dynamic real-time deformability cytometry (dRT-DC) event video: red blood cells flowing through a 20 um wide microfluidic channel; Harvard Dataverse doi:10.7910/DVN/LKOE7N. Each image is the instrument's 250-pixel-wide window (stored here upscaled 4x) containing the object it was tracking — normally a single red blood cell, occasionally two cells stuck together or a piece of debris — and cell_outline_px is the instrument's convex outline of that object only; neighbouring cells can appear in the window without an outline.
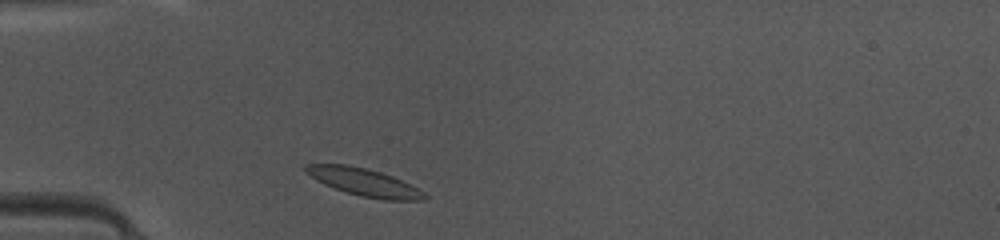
{"species": "common noctule bat (a hibernating species)", "species_latin": "Nyctalus noctula", "temperature_condition": "warm", "stored_images_in_passage": 35, "camera_frame_rate_fps": 3000, "um_per_image_px": 0.085, "animal": {"sex": "female", "body_mass_g": 10.0, "forearm_length_mm": 53.1}, "frame": {"image": 1, "passage_image": 2, "time_ms": 0.333, "image_size_px": [1000, 240], "cell_outline_px": [[428, 196], [424, 200], [384, 200], [360, 196], [344, 192], [324, 184], [316, 180], [304, 172], [304, 164], [348, 164], [368, 168], [392, 176], [424, 192]], "centroid_in_image_um": [30.9, 15.48], "position_along_channel_um": 54.1, "area_um2": 19.13}}
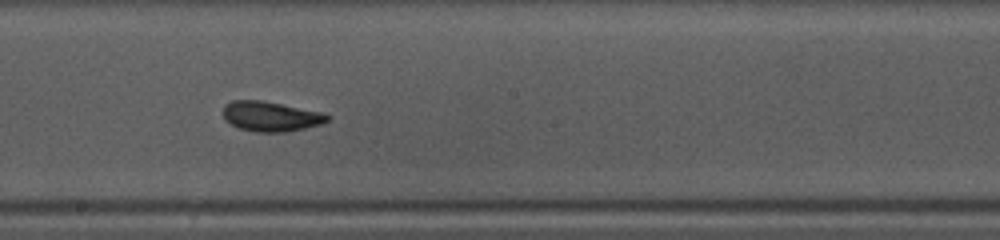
{"frame": {"image": 2, "passage_image": 15, "time_ms": 4.667, "image_size_px": [1000, 240], "cell_outline_px": [[332, 116], [324, 124], [288, 132], [256, 132], [240, 128], [224, 120], [220, 112], [224, 104], [232, 100], [260, 100], [320, 112]], "centroid_in_image_um": [22.97, 9.9], "position_along_channel_um": 225.2, "area_um2": 18.38}}
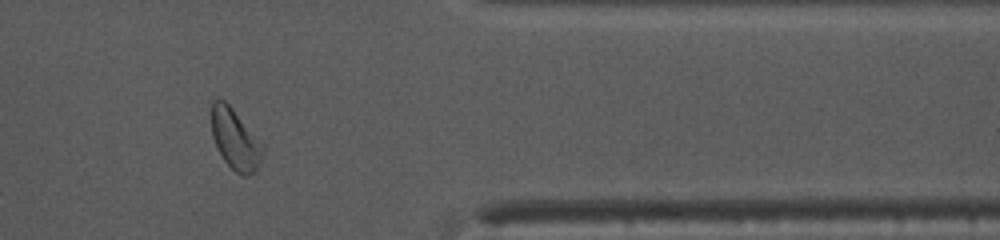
{"frame": {"image": 3, "passage_image": 28, "time_ms": 9.0, "image_size_px": [1000, 240], "cell_outline_px": [[264, 152], [260, 164], [256, 172], [248, 176], [240, 176], [224, 160], [216, 148], [212, 136], [212, 100], [224, 100], [232, 108], [264, 144]], "centroid_in_image_um": [20.02, 11.89], "position_along_channel_um": 391.4, "area_um2": 18.26}, "authors_computed_cell_mechanics": {"area_um2": 18.2648, "velocity_mm_per_s": 4.1656, "shape_relaxation_time_tau1_ms": 2.4177, "shape_relaxation_time_tau2_ms": 1.3432, "deformation_change_tau1": 0.1101, "deformation_change_tau2": 0.0702}}